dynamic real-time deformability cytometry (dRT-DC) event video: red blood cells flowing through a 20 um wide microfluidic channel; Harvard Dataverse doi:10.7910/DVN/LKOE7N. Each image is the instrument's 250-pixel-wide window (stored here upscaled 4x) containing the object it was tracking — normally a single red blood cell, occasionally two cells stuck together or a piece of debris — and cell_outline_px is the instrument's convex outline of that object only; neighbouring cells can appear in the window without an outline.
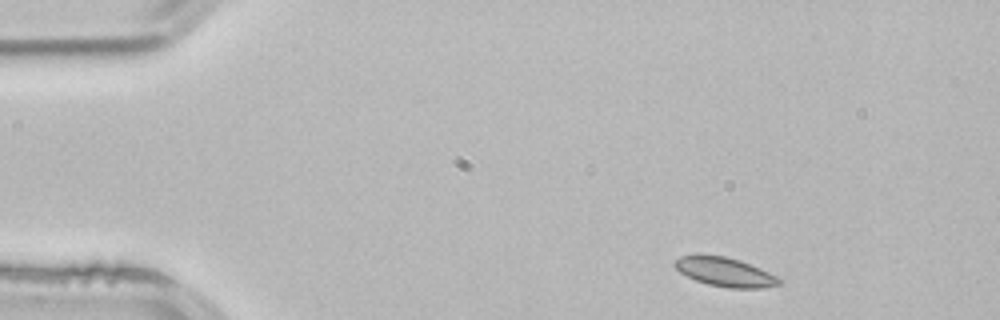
{"species": "common noctule bat (a hibernating species)", "species_latin": "Nyctalus noctula", "temperature_condition": "room temperature", "stored_images_in_passage": 3, "segment_of_instrument_passage": [1, 2], "camera_frame_rate_fps": 3000, "um_per_image_px": 0.085, "animal": {"sex": "male", "body_mass_g": 21.5, "forearm_length_mm": 52.0}, "frame": {"image": 1, "passage_image": 1, "time_ms": 0.0, "image_size_px": [1000, 320], "cell_outline_px": [[784, 280], [780, 284], [764, 288], [728, 288], [708, 284], [696, 280], [680, 272], [672, 264], [672, 260], [680, 256], [696, 252], [700, 252], [724, 256], [740, 260], [760, 268]], "centroid_in_image_um": [61.56, 23.08], "position_along_channel_um": 23.4, "area_um2": 18.21}}